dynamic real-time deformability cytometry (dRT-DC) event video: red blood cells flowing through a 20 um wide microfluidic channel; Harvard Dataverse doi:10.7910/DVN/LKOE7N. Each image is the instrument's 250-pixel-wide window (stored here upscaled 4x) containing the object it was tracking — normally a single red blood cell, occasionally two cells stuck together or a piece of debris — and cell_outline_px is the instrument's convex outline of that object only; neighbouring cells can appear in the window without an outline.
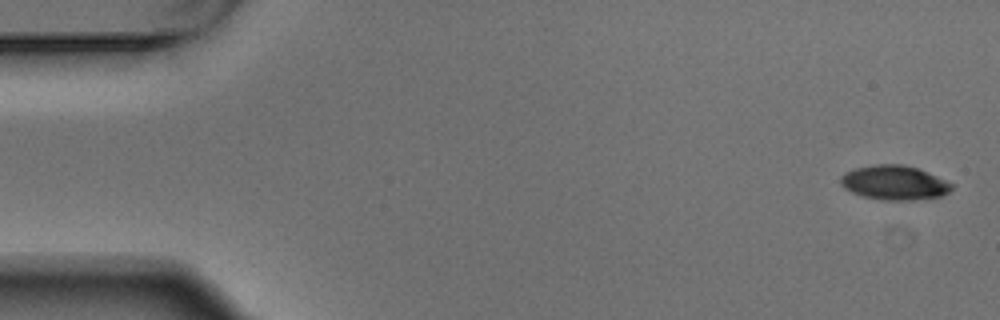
{"species": "Egyptian fruit bat (a non-hibernating species)", "species_latin": "Rousettus aegyptiacus", "temperature_condition": "warm", "stored_images_in_passage": 6, "camera_frame_rate_fps": 3000, "um_per_image_px": 0.085, "animal": {"sex": "male"}, "frame": {"image": 1, "passage_image": 1, "time_ms": 0.0, "image_size_px": [1000, 320], "cell_outline_px": [[956, 184], [948, 192], [940, 196], [912, 200], [884, 200], [864, 196], [852, 192], [844, 188], [840, 184], [840, 176], [844, 172], [856, 168], [872, 164], [904, 164], [916, 168]], "centroid_in_image_um": [76.0, 15.52], "position_along_channel_um": 9.0, "area_um2": 22.25}}
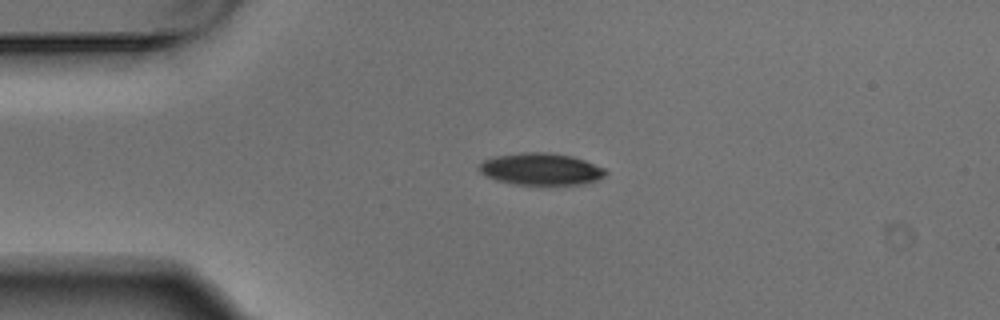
{"frame": {"image": 2, "passage_image": 4, "time_ms": 1.0, "image_size_px": [1000, 320], "cell_outline_px": [[608, 172], [604, 176], [596, 180], [580, 184], [516, 184], [496, 180], [480, 172], [480, 164], [484, 160], [496, 156], [524, 152], [548, 152], [572, 156], [584, 160], [604, 168]], "centroid_in_image_um": [45.99, 14.36], "position_along_channel_um": 39.0, "area_um2": 23.18}}
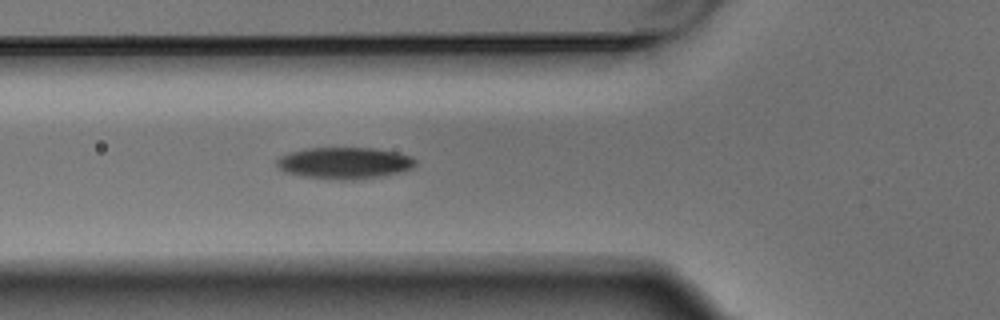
{"frame": {"image": 3, "passage_image": 6, "time_ms": 1.667, "image_size_px": [1000, 320], "cell_outline_px": [[416, 164], [412, 168], [404, 172], [384, 176], [356, 180], [340, 180], [300, 176], [284, 172], [276, 164], [276, 160], [280, 156], [304, 148], [372, 148], [396, 152], [412, 156], [416, 160]], "centroid_in_image_um": [29.31, 13.87], "position_along_channel_um": 96.5, "area_um2": 25.84}}